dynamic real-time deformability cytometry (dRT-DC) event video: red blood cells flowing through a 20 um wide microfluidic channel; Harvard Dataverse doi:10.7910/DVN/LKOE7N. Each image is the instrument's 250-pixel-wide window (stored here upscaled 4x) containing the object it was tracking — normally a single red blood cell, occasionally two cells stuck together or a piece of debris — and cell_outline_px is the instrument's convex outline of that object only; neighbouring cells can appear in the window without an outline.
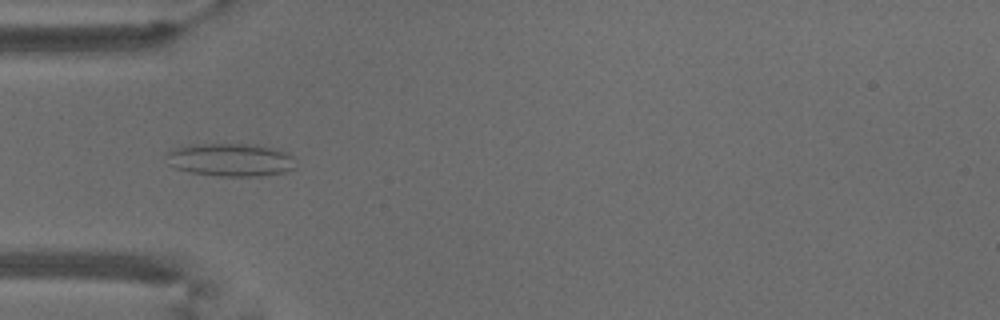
{"species": "common noctule bat (a hibernating species)", "species_latin": "Nyctalus noctula", "temperature_condition": "warm", "stored_images_in_passage": 47, "camera_frame_rate_fps": 3000, "um_per_image_px": 0.085, "animal": {"sex": "male", "body_mass_g": 18.8}, "frame": {"image": 1, "passage_image": 11, "time_ms": 3.333, "image_size_px": [1000, 320], "cell_outline_px": [[296, 168], [284, 172], [260, 176], [220, 176], [192, 172], [176, 168], [168, 164], [164, 156], [172, 148], [192, 144], [256, 144], [276, 148], [288, 152], [292, 156]], "centroid_in_image_um": [19.6, 13.57], "position_along_channel_um": 65.4, "area_um2": 25.14}}
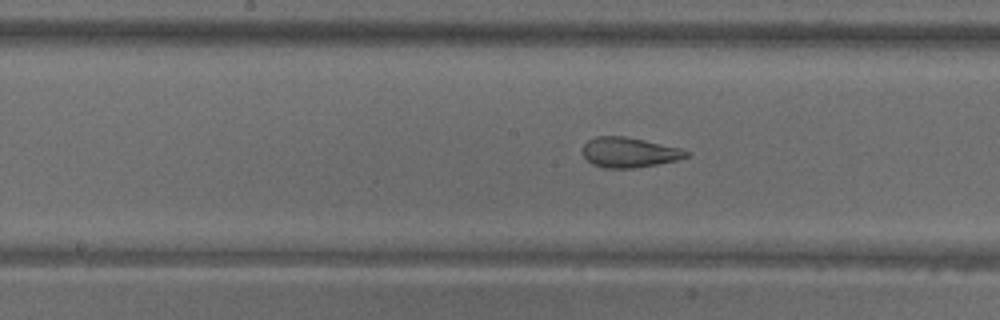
{"frame": {"image": 2, "passage_image": 21, "time_ms": 6.667, "image_size_px": [1000, 320], "cell_outline_px": [[692, 152], [688, 156], [676, 160], [656, 164], [632, 168], [604, 168], [592, 164], [580, 152], [584, 144], [588, 140], [596, 136], [624, 136], [644, 140], [680, 148]], "centroid_in_image_um": [53.45, 12.95], "position_along_channel_um": 194.8, "area_um2": 18.15}}
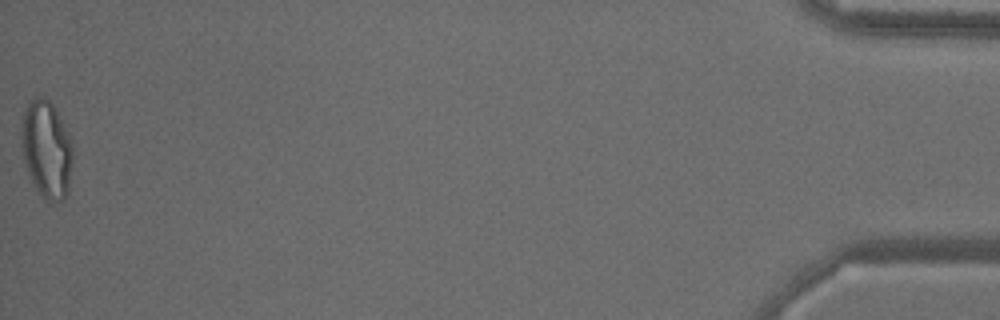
{"frame": {"image": 3, "passage_image": 47, "time_ms": 15.333, "image_size_px": [1000, 320], "cell_outline_px": [[72, 164], [68, 196], [52, 204], [48, 204], [44, 200], [36, 188], [28, 172], [24, 160], [20, 144], [24, 112], [28, 100], [36, 96], [44, 96], [56, 108], [68, 132], [72, 144]], "centroid_in_image_um": [3.97, 12.71], "position_along_channel_um": 431.2, "area_um2": 29.65}, "authors_computed_cell_mechanics": {"area_um2": 22.0218, "velocity_mm_per_s": 3.8589, "shape_relaxation_time_tau1_ms": null, "shape_relaxation_time_tau2_ms": 1.1435, "deformation_change_tau1": null, "deformation_change_tau2": 0.0818}}